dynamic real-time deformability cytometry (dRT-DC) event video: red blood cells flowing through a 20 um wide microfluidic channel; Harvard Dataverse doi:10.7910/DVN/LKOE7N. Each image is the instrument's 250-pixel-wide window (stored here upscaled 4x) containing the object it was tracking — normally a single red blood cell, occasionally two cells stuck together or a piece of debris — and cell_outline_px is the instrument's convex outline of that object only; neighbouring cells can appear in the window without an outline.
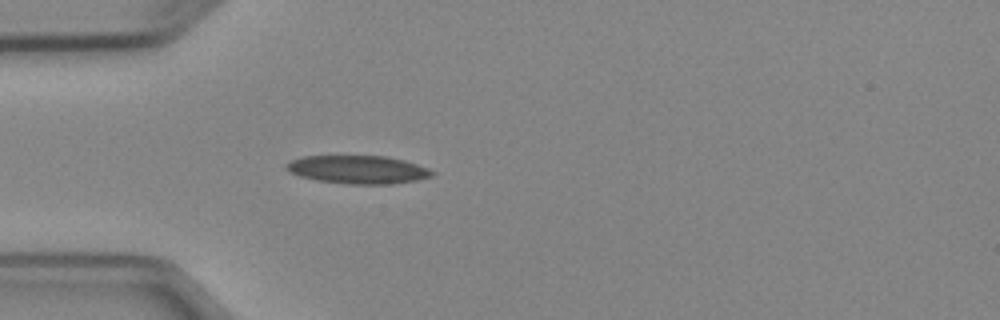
{"species": "Egyptian fruit bat (a non-hibernating species)", "species_latin": "Rousettus aegyptiacus", "temperature_condition": "cold", "stored_images_in_passage": 2, "camera_frame_rate_fps": 3000, "um_per_image_px": 0.085, "animal": {"sex": "female"}, "frame": {"image": 1, "passage_image": 2, "time_ms": 1.0, "image_size_px": [1000, 320], "cell_outline_px": [[436, 172], [432, 176], [416, 180], [392, 184], [348, 184], [316, 180], [300, 176], [284, 168], [284, 164], [288, 160], [300, 156], [388, 156], [404, 160], [428, 168]], "centroid_in_image_um": [30.39, 14.41], "position_along_channel_um": 54.6, "area_um2": 24.1}}